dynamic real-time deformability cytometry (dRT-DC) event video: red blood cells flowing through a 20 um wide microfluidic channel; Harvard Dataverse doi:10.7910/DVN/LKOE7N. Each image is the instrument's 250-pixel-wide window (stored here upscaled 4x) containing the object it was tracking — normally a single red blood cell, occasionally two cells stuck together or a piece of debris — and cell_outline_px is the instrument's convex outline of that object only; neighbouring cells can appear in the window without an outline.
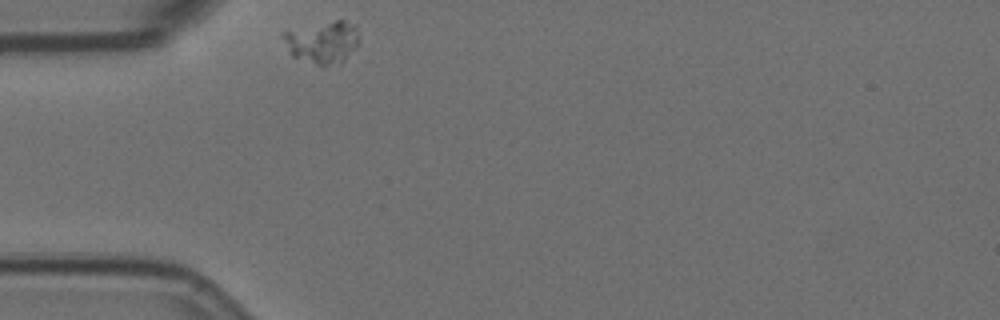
{"species": "Egyptian fruit bat (a non-hibernating species)", "species_latin": "Rousettus aegyptiacus", "temperature_condition": "room temperature", "stored_images_in_passage": 1, "camera_frame_rate_fps": 3000, "um_per_image_px": 0.085, "animal": {"sex": "female"}, "frame": {"image": 1, "passage_image": 1, "time_ms": 0.0, "image_size_px": [1000, 320], "cell_outline_px": [[356, 48], [344, 60], [324, 64], [320, 64], [292, 56], [288, 52], [284, 36], [284, 32], [336, 20], [344, 20], [356, 24]], "centroid_in_image_um": [27.43, 3.55], "position_along_channel_um": 57.6, "area_um2": 17.63}}